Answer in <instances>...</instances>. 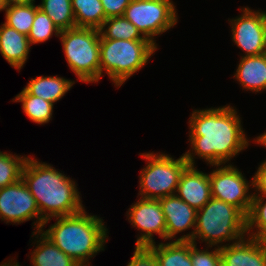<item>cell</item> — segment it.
<instances>
[{
  "instance_id": "17",
  "label": "cell",
  "mask_w": 266,
  "mask_h": 266,
  "mask_svg": "<svg viewBox=\"0 0 266 266\" xmlns=\"http://www.w3.org/2000/svg\"><path fill=\"white\" fill-rule=\"evenodd\" d=\"M234 78L243 89L252 92L266 90V53L240 58Z\"/></svg>"
},
{
  "instance_id": "15",
  "label": "cell",
  "mask_w": 266,
  "mask_h": 266,
  "mask_svg": "<svg viewBox=\"0 0 266 266\" xmlns=\"http://www.w3.org/2000/svg\"><path fill=\"white\" fill-rule=\"evenodd\" d=\"M166 221V240L176 238L182 231L195 229L197 211L176 194L159 199Z\"/></svg>"
},
{
  "instance_id": "26",
  "label": "cell",
  "mask_w": 266,
  "mask_h": 266,
  "mask_svg": "<svg viewBox=\"0 0 266 266\" xmlns=\"http://www.w3.org/2000/svg\"><path fill=\"white\" fill-rule=\"evenodd\" d=\"M28 157L0 151V188L22 179V170Z\"/></svg>"
},
{
  "instance_id": "12",
  "label": "cell",
  "mask_w": 266,
  "mask_h": 266,
  "mask_svg": "<svg viewBox=\"0 0 266 266\" xmlns=\"http://www.w3.org/2000/svg\"><path fill=\"white\" fill-rule=\"evenodd\" d=\"M131 225L141 230L136 240V247H148L155 244L153 234L166 240V221L159 199L139 198L127 212ZM143 232V233H142Z\"/></svg>"
},
{
  "instance_id": "35",
  "label": "cell",
  "mask_w": 266,
  "mask_h": 266,
  "mask_svg": "<svg viewBox=\"0 0 266 266\" xmlns=\"http://www.w3.org/2000/svg\"><path fill=\"white\" fill-rule=\"evenodd\" d=\"M12 259L8 260V262H3L0 264V266H21L19 262H16L17 260L13 261Z\"/></svg>"
},
{
  "instance_id": "18",
  "label": "cell",
  "mask_w": 266,
  "mask_h": 266,
  "mask_svg": "<svg viewBox=\"0 0 266 266\" xmlns=\"http://www.w3.org/2000/svg\"><path fill=\"white\" fill-rule=\"evenodd\" d=\"M32 233L33 237L35 236L37 239V246L30 254L32 266H80L78 262L61 251L41 231H33Z\"/></svg>"
},
{
  "instance_id": "30",
  "label": "cell",
  "mask_w": 266,
  "mask_h": 266,
  "mask_svg": "<svg viewBox=\"0 0 266 266\" xmlns=\"http://www.w3.org/2000/svg\"><path fill=\"white\" fill-rule=\"evenodd\" d=\"M127 266H158L153 253L147 247H136Z\"/></svg>"
},
{
  "instance_id": "3",
  "label": "cell",
  "mask_w": 266,
  "mask_h": 266,
  "mask_svg": "<svg viewBox=\"0 0 266 266\" xmlns=\"http://www.w3.org/2000/svg\"><path fill=\"white\" fill-rule=\"evenodd\" d=\"M55 220L54 225L46 231L43 228L41 232L80 266L91 265L89 259L104 250L108 238L104 220L87 214L85 208L76 214L56 217Z\"/></svg>"
},
{
  "instance_id": "36",
  "label": "cell",
  "mask_w": 266,
  "mask_h": 266,
  "mask_svg": "<svg viewBox=\"0 0 266 266\" xmlns=\"http://www.w3.org/2000/svg\"><path fill=\"white\" fill-rule=\"evenodd\" d=\"M6 3L5 0H0V11L5 10L6 9Z\"/></svg>"
},
{
  "instance_id": "28",
  "label": "cell",
  "mask_w": 266,
  "mask_h": 266,
  "mask_svg": "<svg viewBox=\"0 0 266 266\" xmlns=\"http://www.w3.org/2000/svg\"><path fill=\"white\" fill-rule=\"evenodd\" d=\"M60 32L61 31L54 25L51 18L38 8L31 30L28 34V39L32 46V44H38L49 40V38L53 36V33L56 37H59Z\"/></svg>"
},
{
  "instance_id": "22",
  "label": "cell",
  "mask_w": 266,
  "mask_h": 266,
  "mask_svg": "<svg viewBox=\"0 0 266 266\" xmlns=\"http://www.w3.org/2000/svg\"><path fill=\"white\" fill-rule=\"evenodd\" d=\"M12 101L22 102L24 113L35 123L45 124L52 118L54 104L41 97L31 95L25 88Z\"/></svg>"
},
{
  "instance_id": "7",
  "label": "cell",
  "mask_w": 266,
  "mask_h": 266,
  "mask_svg": "<svg viewBox=\"0 0 266 266\" xmlns=\"http://www.w3.org/2000/svg\"><path fill=\"white\" fill-rule=\"evenodd\" d=\"M140 156L148 162L140 173L138 195L146 199L175 195L181 174L189 165L184 154L178 159L169 154L153 152L142 153Z\"/></svg>"
},
{
  "instance_id": "33",
  "label": "cell",
  "mask_w": 266,
  "mask_h": 266,
  "mask_svg": "<svg viewBox=\"0 0 266 266\" xmlns=\"http://www.w3.org/2000/svg\"><path fill=\"white\" fill-rule=\"evenodd\" d=\"M35 2V0H5L6 6L19 5V4H29Z\"/></svg>"
},
{
  "instance_id": "13",
  "label": "cell",
  "mask_w": 266,
  "mask_h": 266,
  "mask_svg": "<svg viewBox=\"0 0 266 266\" xmlns=\"http://www.w3.org/2000/svg\"><path fill=\"white\" fill-rule=\"evenodd\" d=\"M220 254L221 266H266V240L247 236L237 243L223 244Z\"/></svg>"
},
{
  "instance_id": "32",
  "label": "cell",
  "mask_w": 266,
  "mask_h": 266,
  "mask_svg": "<svg viewBox=\"0 0 266 266\" xmlns=\"http://www.w3.org/2000/svg\"><path fill=\"white\" fill-rule=\"evenodd\" d=\"M252 179L253 189L256 191V193H253V196L266 197V160L259 165Z\"/></svg>"
},
{
  "instance_id": "10",
  "label": "cell",
  "mask_w": 266,
  "mask_h": 266,
  "mask_svg": "<svg viewBox=\"0 0 266 266\" xmlns=\"http://www.w3.org/2000/svg\"><path fill=\"white\" fill-rule=\"evenodd\" d=\"M37 218L34 221L35 232L41 231L44 219L40 215L35 198L22 179L0 188V219L6 223L20 224Z\"/></svg>"
},
{
  "instance_id": "27",
  "label": "cell",
  "mask_w": 266,
  "mask_h": 266,
  "mask_svg": "<svg viewBox=\"0 0 266 266\" xmlns=\"http://www.w3.org/2000/svg\"><path fill=\"white\" fill-rule=\"evenodd\" d=\"M264 199V196H252L247 215V234L249 237L266 240V201ZM253 229H256V232L250 233Z\"/></svg>"
},
{
  "instance_id": "21",
  "label": "cell",
  "mask_w": 266,
  "mask_h": 266,
  "mask_svg": "<svg viewBox=\"0 0 266 266\" xmlns=\"http://www.w3.org/2000/svg\"><path fill=\"white\" fill-rule=\"evenodd\" d=\"M76 27L100 29L106 20L101 0H71Z\"/></svg>"
},
{
  "instance_id": "29",
  "label": "cell",
  "mask_w": 266,
  "mask_h": 266,
  "mask_svg": "<svg viewBox=\"0 0 266 266\" xmlns=\"http://www.w3.org/2000/svg\"><path fill=\"white\" fill-rule=\"evenodd\" d=\"M200 250L197 245L190 241V256L193 266H221L220 247L213 250Z\"/></svg>"
},
{
  "instance_id": "8",
  "label": "cell",
  "mask_w": 266,
  "mask_h": 266,
  "mask_svg": "<svg viewBox=\"0 0 266 266\" xmlns=\"http://www.w3.org/2000/svg\"><path fill=\"white\" fill-rule=\"evenodd\" d=\"M175 7L172 0H131L123 16L157 47L154 37L170 30L178 21Z\"/></svg>"
},
{
  "instance_id": "14",
  "label": "cell",
  "mask_w": 266,
  "mask_h": 266,
  "mask_svg": "<svg viewBox=\"0 0 266 266\" xmlns=\"http://www.w3.org/2000/svg\"><path fill=\"white\" fill-rule=\"evenodd\" d=\"M176 195L196 211L201 209L212 198L209 174L188 165L181 174Z\"/></svg>"
},
{
  "instance_id": "2",
  "label": "cell",
  "mask_w": 266,
  "mask_h": 266,
  "mask_svg": "<svg viewBox=\"0 0 266 266\" xmlns=\"http://www.w3.org/2000/svg\"><path fill=\"white\" fill-rule=\"evenodd\" d=\"M28 156L22 180L35 198L44 226L52 217H61L81 212L84 207L76 182L60 173L52 165Z\"/></svg>"
},
{
  "instance_id": "5",
  "label": "cell",
  "mask_w": 266,
  "mask_h": 266,
  "mask_svg": "<svg viewBox=\"0 0 266 266\" xmlns=\"http://www.w3.org/2000/svg\"><path fill=\"white\" fill-rule=\"evenodd\" d=\"M157 49L149 40L100 39V78L104 70L120 87L147 64Z\"/></svg>"
},
{
  "instance_id": "1",
  "label": "cell",
  "mask_w": 266,
  "mask_h": 266,
  "mask_svg": "<svg viewBox=\"0 0 266 266\" xmlns=\"http://www.w3.org/2000/svg\"><path fill=\"white\" fill-rule=\"evenodd\" d=\"M189 123L192 149L186 151L184 156L191 166L196 165V155L205 159L210 166L224 165L248 148L249 140L241 126V119L230 105L196 109L192 112Z\"/></svg>"
},
{
  "instance_id": "4",
  "label": "cell",
  "mask_w": 266,
  "mask_h": 266,
  "mask_svg": "<svg viewBox=\"0 0 266 266\" xmlns=\"http://www.w3.org/2000/svg\"><path fill=\"white\" fill-rule=\"evenodd\" d=\"M245 235H247V216L237 207L211 198L197 210L195 229L175 241H191L196 244V240L201 239V242H205L210 248L212 246L221 248L223 242L237 243Z\"/></svg>"
},
{
  "instance_id": "24",
  "label": "cell",
  "mask_w": 266,
  "mask_h": 266,
  "mask_svg": "<svg viewBox=\"0 0 266 266\" xmlns=\"http://www.w3.org/2000/svg\"><path fill=\"white\" fill-rule=\"evenodd\" d=\"M39 9L45 12L54 25L64 31L76 27L71 0H41Z\"/></svg>"
},
{
  "instance_id": "9",
  "label": "cell",
  "mask_w": 266,
  "mask_h": 266,
  "mask_svg": "<svg viewBox=\"0 0 266 266\" xmlns=\"http://www.w3.org/2000/svg\"><path fill=\"white\" fill-rule=\"evenodd\" d=\"M209 179L212 198L231 204L248 215L253 196L249 190L250 187L253 188V179L251 182L247 181L241 171L231 163L216 165V169L209 174Z\"/></svg>"
},
{
  "instance_id": "11",
  "label": "cell",
  "mask_w": 266,
  "mask_h": 266,
  "mask_svg": "<svg viewBox=\"0 0 266 266\" xmlns=\"http://www.w3.org/2000/svg\"><path fill=\"white\" fill-rule=\"evenodd\" d=\"M240 10L243 12L241 15L228 19L232 40L245 52L244 57L266 53V12L249 7Z\"/></svg>"
},
{
  "instance_id": "34",
  "label": "cell",
  "mask_w": 266,
  "mask_h": 266,
  "mask_svg": "<svg viewBox=\"0 0 266 266\" xmlns=\"http://www.w3.org/2000/svg\"><path fill=\"white\" fill-rule=\"evenodd\" d=\"M257 142V144H260L262 146H266V132H264L263 134L257 136L256 139H254V142Z\"/></svg>"
},
{
  "instance_id": "16",
  "label": "cell",
  "mask_w": 266,
  "mask_h": 266,
  "mask_svg": "<svg viewBox=\"0 0 266 266\" xmlns=\"http://www.w3.org/2000/svg\"><path fill=\"white\" fill-rule=\"evenodd\" d=\"M28 36L2 24L0 26V52L2 57L15 69L23 68L30 50Z\"/></svg>"
},
{
  "instance_id": "20",
  "label": "cell",
  "mask_w": 266,
  "mask_h": 266,
  "mask_svg": "<svg viewBox=\"0 0 266 266\" xmlns=\"http://www.w3.org/2000/svg\"><path fill=\"white\" fill-rule=\"evenodd\" d=\"M154 255L158 266H193L190 256V241H170L147 247Z\"/></svg>"
},
{
  "instance_id": "6",
  "label": "cell",
  "mask_w": 266,
  "mask_h": 266,
  "mask_svg": "<svg viewBox=\"0 0 266 266\" xmlns=\"http://www.w3.org/2000/svg\"><path fill=\"white\" fill-rule=\"evenodd\" d=\"M63 51L71 71L84 83L100 80V30L74 27L60 32Z\"/></svg>"
},
{
  "instance_id": "23",
  "label": "cell",
  "mask_w": 266,
  "mask_h": 266,
  "mask_svg": "<svg viewBox=\"0 0 266 266\" xmlns=\"http://www.w3.org/2000/svg\"><path fill=\"white\" fill-rule=\"evenodd\" d=\"M100 39L148 40L139 29L124 16L111 17L104 21Z\"/></svg>"
},
{
  "instance_id": "31",
  "label": "cell",
  "mask_w": 266,
  "mask_h": 266,
  "mask_svg": "<svg viewBox=\"0 0 266 266\" xmlns=\"http://www.w3.org/2000/svg\"><path fill=\"white\" fill-rule=\"evenodd\" d=\"M131 0H101L106 19L123 16Z\"/></svg>"
},
{
  "instance_id": "19",
  "label": "cell",
  "mask_w": 266,
  "mask_h": 266,
  "mask_svg": "<svg viewBox=\"0 0 266 266\" xmlns=\"http://www.w3.org/2000/svg\"><path fill=\"white\" fill-rule=\"evenodd\" d=\"M75 81L58 76H37L31 78L25 89L34 96L55 103L71 89Z\"/></svg>"
},
{
  "instance_id": "25",
  "label": "cell",
  "mask_w": 266,
  "mask_h": 266,
  "mask_svg": "<svg viewBox=\"0 0 266 266\" xmlns=\"http://www.w3.org/2000/svg\"><path fill=\"white\" fill-rule=\"evenodd\" d=\"M34 3L7 6L4 24L28 36L39 8Z\"/></svg>"
}]
</instances>
